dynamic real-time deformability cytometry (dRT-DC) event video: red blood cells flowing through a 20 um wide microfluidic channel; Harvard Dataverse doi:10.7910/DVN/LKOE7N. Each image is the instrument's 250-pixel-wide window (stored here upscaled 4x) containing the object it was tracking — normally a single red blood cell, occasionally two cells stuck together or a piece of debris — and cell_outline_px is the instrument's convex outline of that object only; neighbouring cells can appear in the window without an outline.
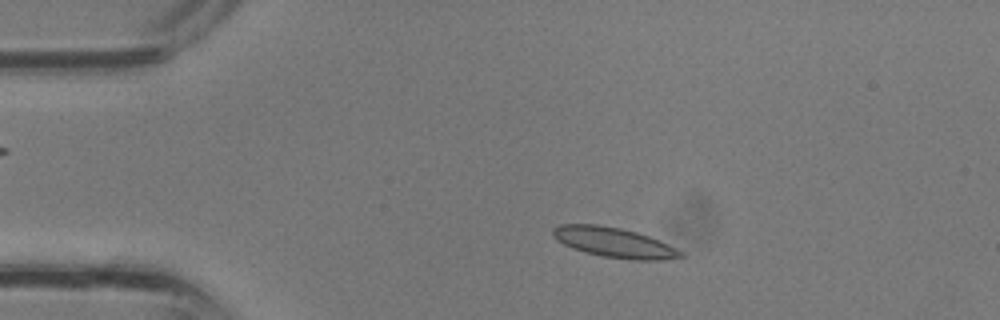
{"species": "common noctule bat (a hibernating species)", "species_latin": "Nyctalus noctula", "temperature_condition": "room temperature", "stored_images_in_passage": 33, "camera_frame_rate_fps": 3000, "um_per_image_px": 0.085, "animal": {"sex": "male", "body_mass_g": 13.3}, "frame": {"image": 1, "passage_image": 5, "time_ms": 1.333, "image_size_px": [1000, 320], "cell_outline_px": [[684, 256], [660, 260], [632, 260], [604, 256], [572, 248], [556, 240], [552, 236], [552, 228], [560, 224], [596, 224], [620, 228], [636, 232], [648, 236], [668, 244], [684, 252]], "centroid_in_image_um": [52.18, 20.6], "position_along_channel_um": 32.8, "area_um2": 22.14}}
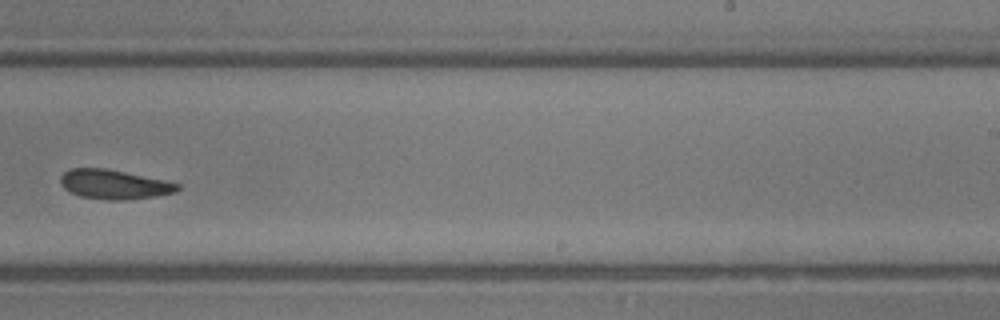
{"frame": {"image": 2, "passage_image": 20, "time_ms": 6.333, "image_size_px": [1000, 320], "cell_outline_px": [[180, 188], [176, 192], [156, 196], [124, 200], [108, 200], [80, 196], [64, 188], [60, 184], [60, 176], [64, 172], [72, 168], [104, 168], [124, 172], [180, 184]], "centroid_in_image_um": [9.67, 15.68], "position_along_channel_um": 279.3, "area_um2": 19.77}}
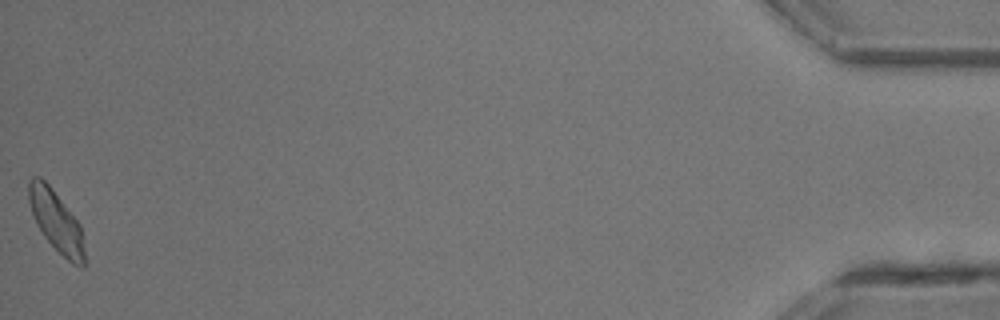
{"frame": {"image": 3, "passage_image": 33, "time_ms": 10.667, "image_size_px": [1000, 320], "cell_outline_px": [[84, 268], [72, 264], [44, 236], [36, 224], [28, 200], [28, 180], [32, 176], [40, 176], [52, 188], [80, 224], [84, 248]], "centroid_in_image_um": [4.76, 18.77], "position_along_channel_um": 430.4, "area_um2": 19.59}}